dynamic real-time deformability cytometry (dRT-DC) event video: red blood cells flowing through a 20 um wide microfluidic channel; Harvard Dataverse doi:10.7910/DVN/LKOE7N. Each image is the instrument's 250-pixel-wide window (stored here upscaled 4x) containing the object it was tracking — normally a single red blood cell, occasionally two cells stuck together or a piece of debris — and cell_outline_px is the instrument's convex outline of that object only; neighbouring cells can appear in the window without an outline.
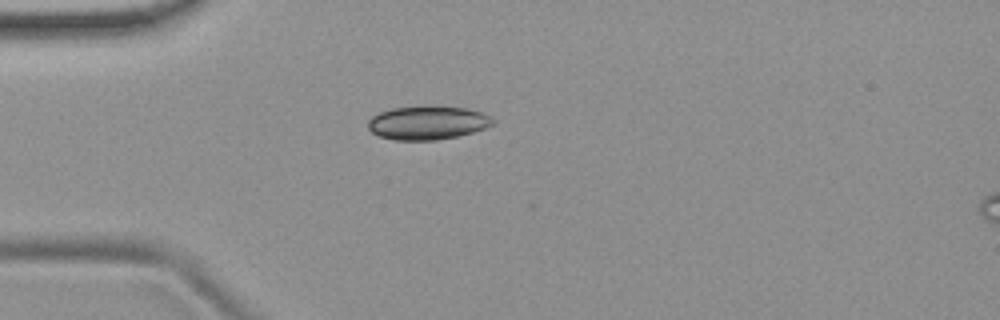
{"species": "common noctule bat (a hibernating species)", "species_latin": "Nyctalus noctula", "temperature_condition": "room temperature", "stored_images_in_passage": 41, "camera_frame_rate_fps": 3000, "um_per_image_px": 0.085, "animal": {"sex": "female", "body_mass_g": 19.9}, "frame": {"image": 1, "passage_image": 2, "time_ms": 0.333, "image_size_px": [1000, 320], "cell_outline_px": [[496, 120], [492, 124], [484, 128], [472, 132], [456, 136], [436, 140], [396, 140], [380, 136], [372, 132], [368, 128], [368, 120], [372, 116], [380, 112], [392, 108], [428, 104], [468, 108], [484, 112]], "centroid_in_image_um": [36.36, 10.4], "position_along_channel_um": 48.6, "area_um2": 24.91}}
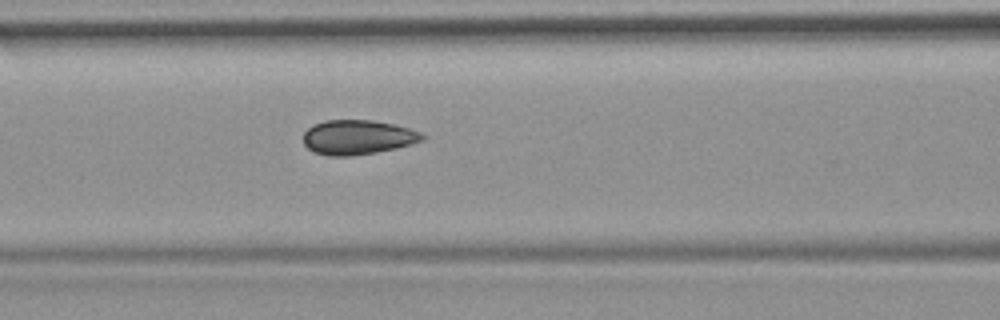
{"frame": {"image": 2, "passage_image": 10, "time_ms": 3.0, "image_size_px": [1000, 320], "cell_outline_px": [[428, 136], [424, 140], [412, 144], [396, 148], [376, 152], [352, 156], [328, 156], [316, 152], [308, 148], [304, 144], [304, 132], [308, 128], [324, 120], [372, 120], [392, 124], [408, 128], [420, 132]], "centroid_in_image_um": [30.43, 11.67], "position_along_channel_um": 136.2, "area_um2": 23.93}}
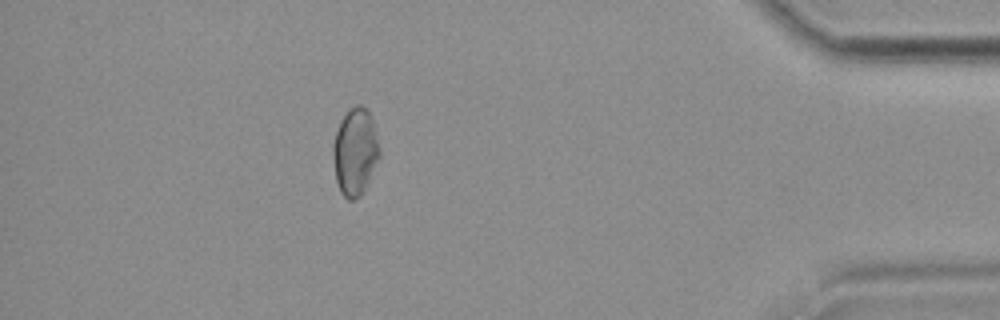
{"frame": {"image": 3, "passage_image": 35, "time_ms": 11.333, "image_size_px": [1000, 320], "cell_outline_px": [[380, 156], [364, 192], [360, 196], [352, 200], [348, 200], [340, 192], [336, 180], [332, 152], [332, 144], [336, 132], [348, 108], [356, 104], [360, 104], [372, 116], [380, 152]], "centroid_in_image_um": [30.18, 12.91], "position_along_channel_um": 405.0, "area_um2": 23.64}, "authors_computed_cell_mechanics": {"area_um2": 23.6402, "velocity_mm_per_s": 3.7813, "shape_relaxation_time_tau1_ms": 6.3228, "shape_relaxation_time_tau2_ms": null, "deformation_change_tau1": 0.1131, "deformation_change_tau2": null}}